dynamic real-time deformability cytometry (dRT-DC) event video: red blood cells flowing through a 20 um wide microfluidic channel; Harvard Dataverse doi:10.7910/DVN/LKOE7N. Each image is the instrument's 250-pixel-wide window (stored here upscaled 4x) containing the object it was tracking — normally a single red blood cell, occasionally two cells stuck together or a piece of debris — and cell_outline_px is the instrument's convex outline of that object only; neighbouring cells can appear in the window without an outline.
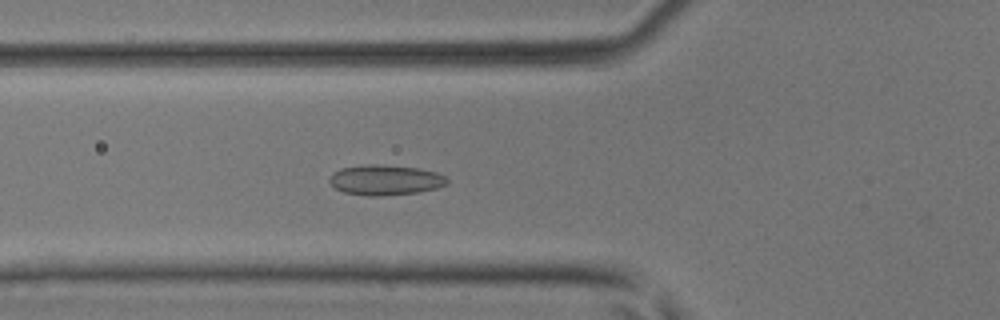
{"species": "common noctule bat (a hibernating species)", "species_latin": "Nyctalus noctula", "temperature_condition": "room temperature", "stored_images_in_passage": 47, "camera_frame_rate_fps": 3000, "um_per_image_px": 0.085, "animal": {"sex": "male", "body_mass_g": 17.9, "forearm_length_mm": 54.2}, "frame": {"image": 1, "passage_image": 18, "time_ms": 5.667, "image_size_px": [1000, 320], "cell_outline_px": [[448, 184], [436, 188], [420, 192], [380, 196], [368, 196], [344, 192], [336, 188], [328, 180], [332, 172], [340, 168], [368, 164], [376, 164], [420, 168], [436, 172], [444, 176], [448, 180]], "centroid_in_image_um": [32.75, 15.29], "position_along_channel_um": 93.1, "area_um2": 20.81}}
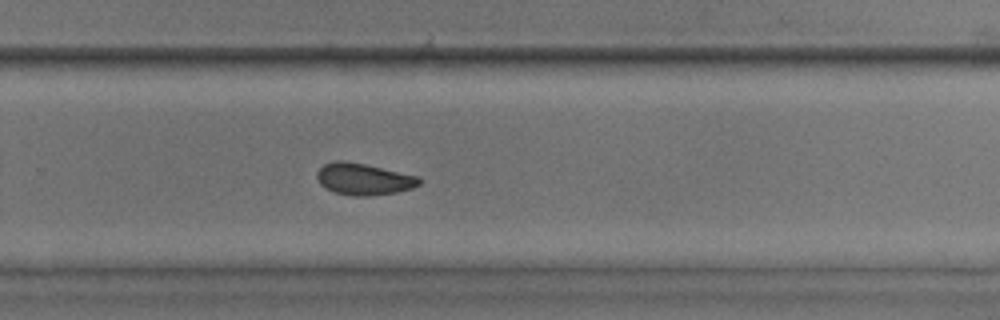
{"frame": {"image": 2, "passage_image": 32, "time_ms": 10.333, "image_size_px": [1000, 320], "cell_outline_px": [[420, 184], [412, 188], [396, 192], [368, 196], [352, 196], [336, 192], [320, 184], [316, 176], [316, 172], [324, 164], [336, 160], [344, 160], [364, 164], [420, 176]], "centroid_in_image_um": [30.91, 15.21], "position_along_channel_um": 298.9, "area_um2": 18.79}}
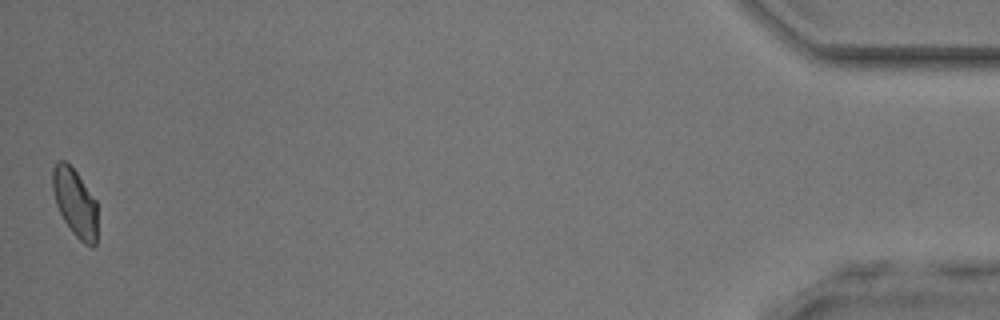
{"frame": {"image": 3, "passage_image": 47, "time_ms": 15.333, "image_size_px": [1000, 320], "cell_outline_px": [[96, 244], [92, 248], [84, 244], [72, 232], [64, 220], [56, 204], [52, 188], [52, 168], [56, 160], [64, 160], [76, 172], [96, 200]], "centroid_in_image_um": [6.36, 17.22], "position_along_channel_um": 428.8, "area_um2": 17.69}}